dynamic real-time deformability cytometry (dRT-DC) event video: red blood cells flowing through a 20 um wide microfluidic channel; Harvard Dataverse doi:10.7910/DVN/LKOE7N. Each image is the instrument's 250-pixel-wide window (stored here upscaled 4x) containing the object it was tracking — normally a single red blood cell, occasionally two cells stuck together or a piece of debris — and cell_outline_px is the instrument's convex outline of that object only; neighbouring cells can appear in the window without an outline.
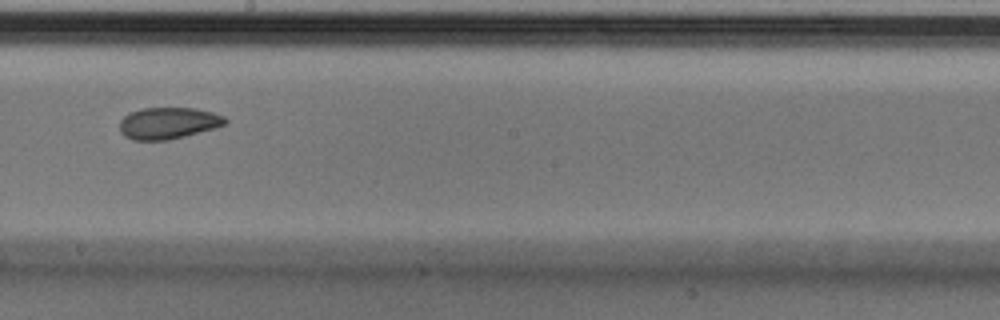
{"species": "Egyptian fruit bat (a non-hibernating species)", "species_latin": "Rousettus aegyptiacus", "temperature_condition": "cold", "stored_images_in_passage": 10, "camera_frame_rate_fps": 3000, "um_per_image_px": 0.085, "animal": {"sex": "male"}, "frame": {"image": 1, "passage_image": 9, "time_ms": 2.667, "image_size_px": [1000, 320], "cell_outline_px": [[228, 124], [216, 128], [168, 140], [132, 140], [124, 136], [120, 132], [120, 120], [128, 112], [140, 108], [196, 108], [212, 112], [224, 116], [228, 120]], "centroid_in_image_um": [14.3, 10.46], "position_along_channel_um": 233.9, "area_um2": 19.71}}
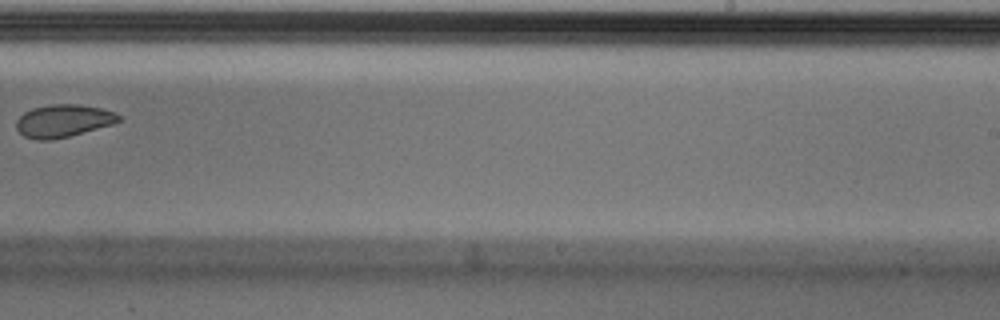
{"frame": {"image": 2, "passage_image": 10, "time_ms": 3.0, "image_size_px": [1000, 320], "cell_outline_px": [[124, 120], [112, 124], [68, 136], [52, 140], [36, 140], [24, 136], [16, 128], [16, 120], [24, 112], [32, 108], [52, 104], [80, 104], [100, 108], [116, 112]], "centroid_in_image_um": [5.38, 10.26], "position_along_channel_um": 283.6, "area_um2": 19.48}}